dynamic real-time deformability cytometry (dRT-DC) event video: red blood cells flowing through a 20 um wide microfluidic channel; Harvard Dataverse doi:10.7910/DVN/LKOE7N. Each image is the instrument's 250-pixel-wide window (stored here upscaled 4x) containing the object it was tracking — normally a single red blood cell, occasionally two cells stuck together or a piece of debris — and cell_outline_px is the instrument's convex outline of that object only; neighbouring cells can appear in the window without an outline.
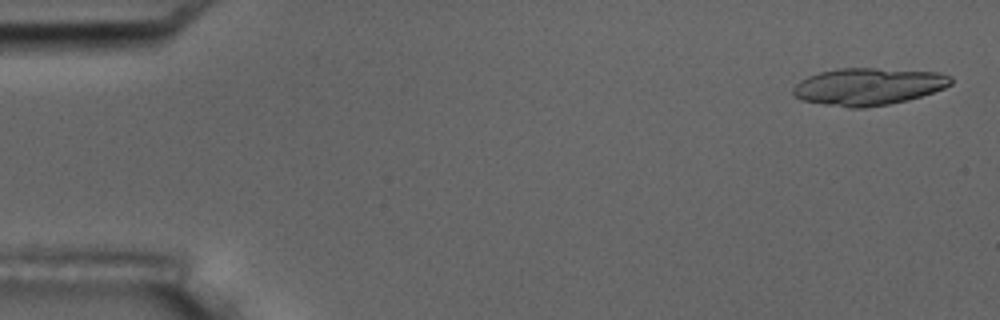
{"species": "common noctule bat (a hibernating species)", "species_latin": "Nyctalus noctula", "temperature_condition": "room temperature", "stored_images_in_passage": 6, "segment_of_instrument_passage": [2, 2], "camera_frame_rate_fps": 3000, "um_per_image_px": 0.085, "animal": {"sex": "male", "body_mass_g": 17.5, "forearm_length_mm": 52.3}, "frame": {"image": 1, "passage_image": 6, "time_ms": 7.0, "image_size_px": [1000, 320], "cell_outline_px": [[952, 84], [944, 88], [908, 100], [888, 104], [864, 108], [848, 108], [800, 100], [792, 96], [792, 88], [800, 80], [808, 76], [820, 72], [836, 68], [876, 68], [940, 72], [952, 76]], "centroid_in_image_um": [73.78, 7.35], "position_along_channel_um": 11.2, "area_um2": 34.45}}